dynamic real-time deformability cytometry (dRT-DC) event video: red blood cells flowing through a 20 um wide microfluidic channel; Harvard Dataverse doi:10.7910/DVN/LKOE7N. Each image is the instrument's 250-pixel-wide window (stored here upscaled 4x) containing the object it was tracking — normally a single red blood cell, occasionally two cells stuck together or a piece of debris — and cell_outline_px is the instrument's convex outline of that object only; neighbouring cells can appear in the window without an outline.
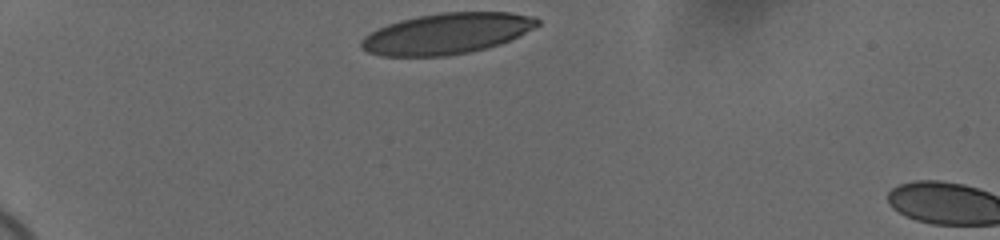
{"species": "human", "species_latin": "Homo sapiens", "temperature_condition": "cold", "stored_images_in_passage": 4, "camera_frame_rate_fps": 3000, "um_per_image_px": 0.085, "donor": {"sex": "female"}, "frame": {"image": 1, "passage_image": 1, "time_ms": 0.0, "image_size_px": [1000, 240], "cell_outline_px": [[540, 24], [500, 44], [468, 52], [448, 56], [380, 56], [368, 52], [360, 48], [360, 40], [364, 36], [376, 28], [400, 20], [440, 12], [512, 12], [536, 16], [540, 20]], "centroid_in_image_um": [37.94, 2.85], "position_along_channel_um": 47.1, "area_um2": 41.96}}